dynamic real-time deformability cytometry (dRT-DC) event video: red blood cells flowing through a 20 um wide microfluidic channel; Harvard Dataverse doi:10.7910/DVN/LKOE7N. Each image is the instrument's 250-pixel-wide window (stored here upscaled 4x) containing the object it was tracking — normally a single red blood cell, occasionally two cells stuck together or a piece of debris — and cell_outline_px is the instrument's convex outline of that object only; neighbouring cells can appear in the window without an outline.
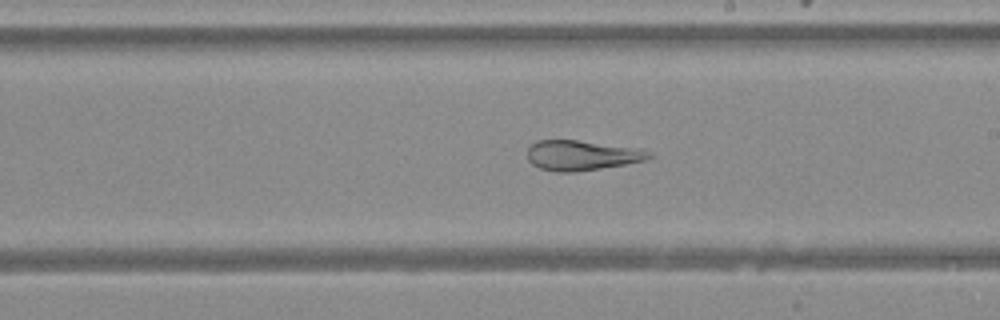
{"species": "Egyptian fruit bat (a non-hibernating species)", "species_latin": "Rousettus aegyptiacus", "temperature_condition": "warm", "stored_images_in_passage": 35, "camera_frame_rate_fps": 3000, "um_per_image_px": 0.085, "animal": {"sex": "female"}, "frame": {"image": 1, "passage_image": 18, "time_ms": 5.667, "image_size_px": [1000, 320], "cell_outline_px": [[652, 156], [648, 160], [576, 172], [556, 172], [540, 168], [532, 164], [528, 160], [528, 148], [536, 140], [576, 140], [640, 148], [652, 152]], "centroid_in_image_um": [49.46, 13.2], "position_along_channel_um": 239.5, "area_um2": 21.33}}
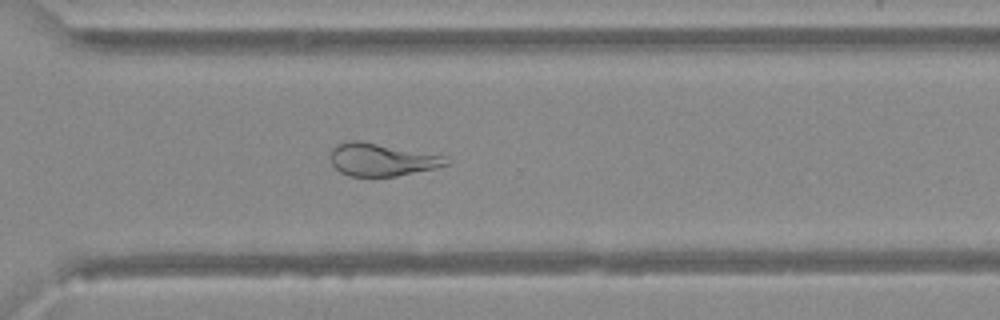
{"frame": {"image": 2, "passage_image": 25, "time_ms": 8.0, "image_size_px": [1000, 320], "cell_outline_px": [[448, 164], [432, 168], [396, 176], [348, 176], [340, 172], [332, 164], [328, 156], [328, 152], [336, 144], [348, 140], [360, 140], [444, 156]], "centroid_in_image_um": [32.31, 13.55], "position_along_channel_um": 338.3, "area_um2": 21.91}}
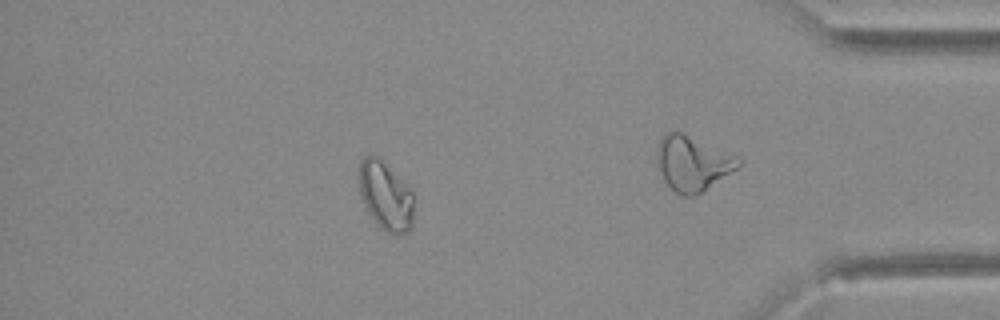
{"frame": {"image": 3, "passage_image": 28, "time_ms": 9.0, "image_size_px": [1000, 320], "cell_outline_px": [[412, 228], [408, 232], [400, 236], [384, 232], [376, 224], [368, 212], [364, 204], [360, 192], [356, 172], [360, 160], [364, 156], [376, 156], [412, 192]], "centroid_in_image_um": [32.72, 16.7], "position_along_channel_um": 402.5, "area_um2": 21.85}}